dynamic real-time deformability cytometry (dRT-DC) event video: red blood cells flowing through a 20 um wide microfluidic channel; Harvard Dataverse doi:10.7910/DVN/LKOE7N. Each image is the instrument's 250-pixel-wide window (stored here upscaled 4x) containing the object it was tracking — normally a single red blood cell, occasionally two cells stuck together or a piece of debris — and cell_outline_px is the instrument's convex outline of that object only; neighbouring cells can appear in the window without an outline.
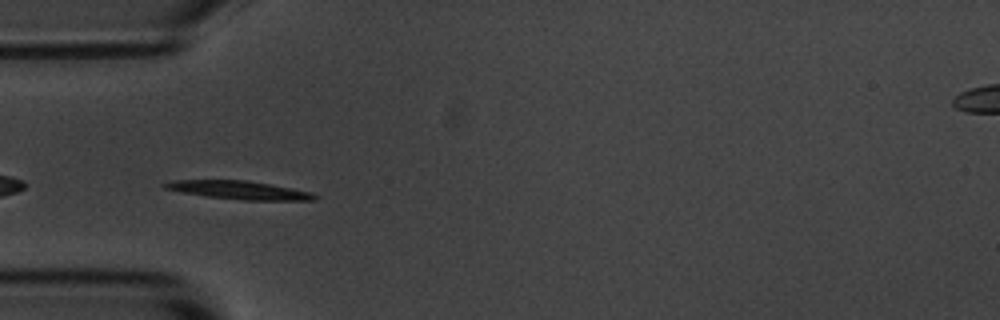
{"species": "common noctule bat (a hibernating species)", "species_latin": "Nyctalus noctula", "temperature_condition": "room temperature", "stored_images_in_passage": 39, "camera_frame_rate_fps": 3000, "um_per_image_px": 0.085, "animal": {"sex": "male", "body_mass_g": 20.1, "forearm_length_mm": 53.5}, "frame": {"image": 1, "passage_image": 1, "time_ms": 0.0, "image_size_px": [1000, 320], "cell_outline_px": [[320, 196], [316, 200], [244, 200], [204, 196], [164, 188], [160, 184], [172, 180], [248, 180], [312, 192]], "centroid_in_image_um": [20.34, 16.15], "position_along_channel_um": 64.7, "area_um2": 16.01}}
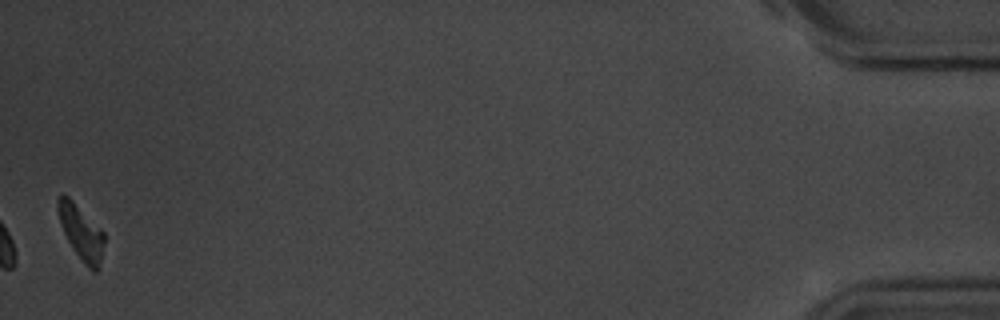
{"frame": {"image": 2, "passage_image": 39, "time_ms": 12.667, "image_size_px": [1000, 320], "cell_outline_px": [[104, 244], [100, 268], [96, 272], [92, 272], [84, 264], [72, 248], [60, 224], [56, 208], [56, 200], [60, 196], [68, 196], [104, 232]], "centroid_in_image_um": [6.9, 19.79], "position_along_channel_um": 428.3, "area_um2": 14.74}, "authors_computed_cell_mechanics": {"area_um2": 15.9528, "velocity_mm_per_s": 3.6043, "shape_relaxation_time_tau1_ms": 1.8713, "shape_relaxation_time_tau2_ms": null, "deformation_change_tau1": 0.1465, "deformation_change_tau2": null}}